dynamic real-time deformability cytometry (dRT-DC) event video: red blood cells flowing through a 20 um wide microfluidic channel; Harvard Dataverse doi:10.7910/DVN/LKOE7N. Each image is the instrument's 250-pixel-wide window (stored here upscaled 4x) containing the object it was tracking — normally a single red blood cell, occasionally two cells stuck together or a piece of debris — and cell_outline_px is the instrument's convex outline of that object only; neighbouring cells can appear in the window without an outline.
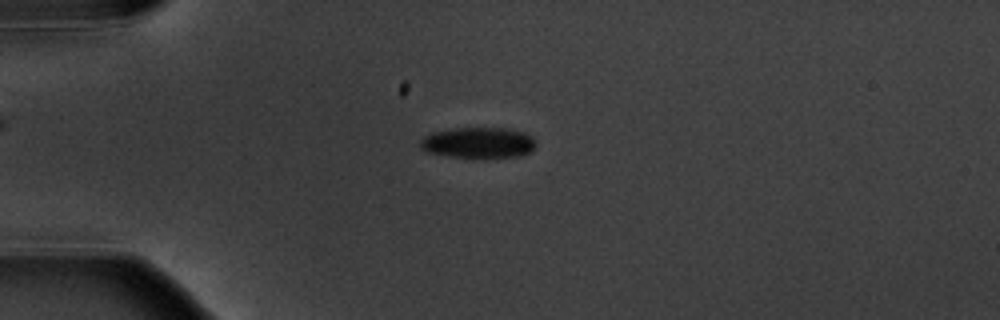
{"species": "common noctule bat (a hibernating species)", "species_latin": "Nyctalus noctula", "temperature_condition": "warm", "stored_images_in_passage": 7, "camera_frame_rate_fps": 3000, "um_per_image_px": 0.085, "animal": {"sex": "male", "body_mass_g": 20.1, "forearm_length_mm": 53.5}, "frame": {"image": 1, "passage_image": 4, "time_ms": 3.333, "image_size_px": [1000, 320], "cell_outline_px": [[536, 144], [532, 152], [520, 156], [452, 156], [428, 152], [420, 148], [420, 140], [424, 136], [432, 132], [456, 128], [504, 128], [524, 132], [532, 136]], "centroid_in_image_um": [40.67, 12.1], "position_along_channel_um": 44.3, "area_um2": 20.4}}
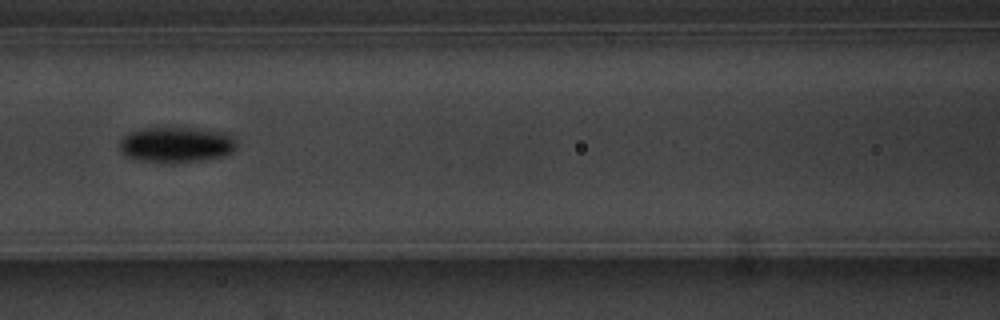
{"frame": {"image": 2, "passage_image": 7, "time_ms": 7.0, "image_size_px": [1000, 320], "cell_outline_px": [[236, 148], [232, 152], [224, 156], [200, 160], [172, 164], [160, 164], [140, 160], [124, 156], [120, 152], [120, 140], [128, 132], [140, 128], [172, 124], [228, 132], [232, 136], [236, 144]], "centroid_in_image_um": [14.95, 12.25], "position_along_channel_um": 151.6, "area_um2": 25.78}}